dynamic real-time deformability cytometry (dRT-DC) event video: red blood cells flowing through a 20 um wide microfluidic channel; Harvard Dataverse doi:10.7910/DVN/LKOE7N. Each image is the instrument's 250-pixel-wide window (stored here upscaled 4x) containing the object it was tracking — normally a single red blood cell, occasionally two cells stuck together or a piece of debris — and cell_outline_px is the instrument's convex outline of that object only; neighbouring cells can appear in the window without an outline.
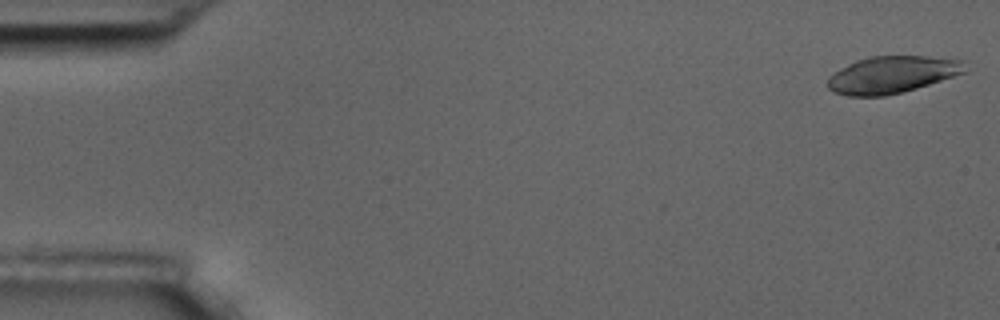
{"species": "common noctule bat (a hibernating species)", "species_latin": "Nyctalus noctula", "temperature_condition": "room temperature", "stored_images_in_passage": 56, "camera_frame_rate_fps": 3000, "um_per_image_px": 0.085, "animal": {"sex": "male", "body_mass_g": 17.5, "forearm_length_mm": 52.3}, "frame": {"image": 1, "passage_image": 1, "time_ms": 0.0, "image_size_px": [1000, 320], "cell_outline_px": [[968, 72], [916, 88], [884, 96], [848, 96], [832, 92], [828, 88], [828, 76], [840, 68], [856, 60], [868, 56], [928, 56], [968, 60]], "centroid_in_image_um": [75.88, 6.33], "position_along_channel_um": 9.1, "area_um2": 30.06}}
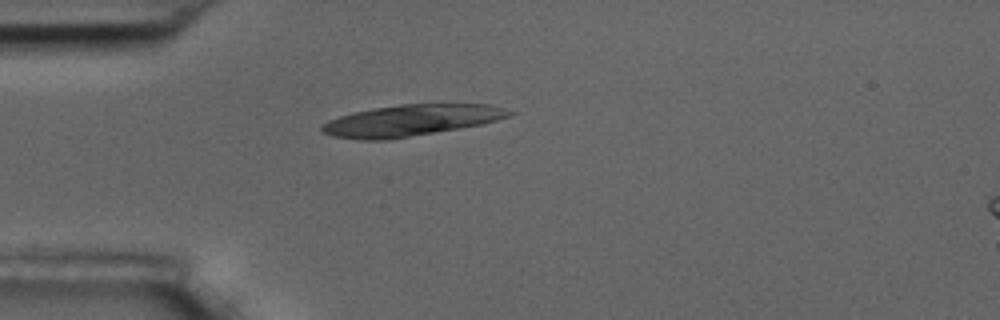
{"frame": {"image": 2, "passage_image": 15, "time_ms": 4.667, "image_size_px": [1000, 320], "cell_outline_px": [[516, 112], [508, 116], [496, 120], [480, 124], [388, 140], [360, 140], [332, 136], [320, 132], [320, 128], [328, 120], [352, 112], [400, 104], [488, 104]], "centroid_in_image_um": [34.87, 10.23], "position_along_channel_um": 50.1, "area_um2": 33.81}}